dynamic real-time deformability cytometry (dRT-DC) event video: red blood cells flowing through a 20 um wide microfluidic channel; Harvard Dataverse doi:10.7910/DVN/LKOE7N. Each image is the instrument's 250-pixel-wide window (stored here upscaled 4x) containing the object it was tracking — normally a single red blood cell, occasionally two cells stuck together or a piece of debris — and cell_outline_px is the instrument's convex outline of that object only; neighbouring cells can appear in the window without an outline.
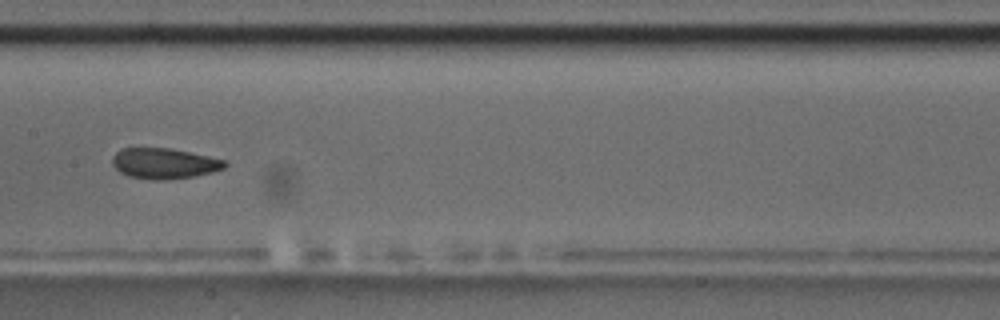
{"species": "common noctule bat (a hibernating species)", "species_latin": "Nyctalus noctula", "temperature_condition": "room temperature", "stored_images_in_passage": 6, "camera_frame_rate_fps": 3000, "um_per_image_px": 0.085, "animal": {"sex": "male", "body_mass_g": 17.5, "forearm_length_mm": 52.3}, "frame": {"image": 1, "passage_image": 6, "time_ms": 5.667, "image_size_px": [1000, 320], "cell_outline_px": [[228, 164], [224, 168], [212, 172], [192, 176], [160, 180], [152, 180], [128, 176], [120, 172], [112, 164], [112, 156], [120, 148], [168, 148], [228, 160]], "centroid_in_image_um": [13.94, 13.88], "position_along_channel_um": 193.5, "area_um2": 20.0}}